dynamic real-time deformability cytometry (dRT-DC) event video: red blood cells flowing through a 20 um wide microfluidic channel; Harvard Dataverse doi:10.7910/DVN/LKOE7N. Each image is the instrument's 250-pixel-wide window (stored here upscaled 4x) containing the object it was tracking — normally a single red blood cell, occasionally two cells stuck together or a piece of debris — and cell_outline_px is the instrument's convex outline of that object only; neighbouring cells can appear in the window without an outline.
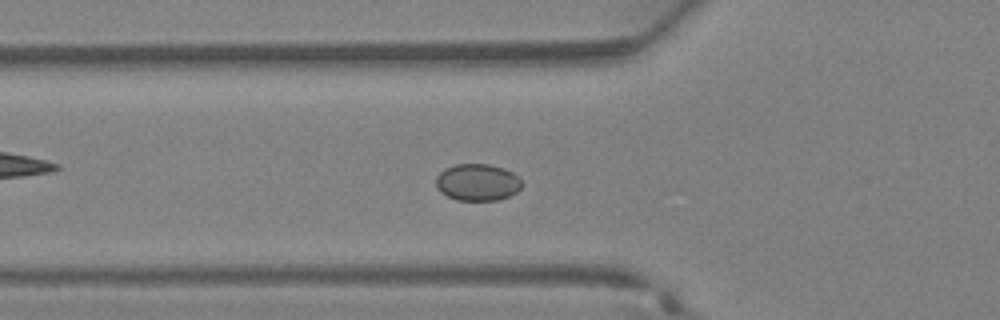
{"species": "Egyptian fruit bat (a non-hibernating species)", "species_latin": "Rousettus aegyptiacus", "temperature_condition": "warm", "stored_images_in_passage": 38, "camera_frame_rate_fps": 3000, "um_per_image_px": 0.085, "animal": {"sex": "female"}, "frame": {"image": 1, "passage_image": 13, "time_ms": 4.0, "image_size_px": [1000, 320], "cell_outline_px": [[524, 184], [516, 192], [508, 196], [496, 200], [456, 200], [440, 192], [436, 188], [436, 176], [444, 168], [452, 164], [488, 164], [504, 168], [512, 172]], "centroid_in_image_um": [40.55, 15.48], "position_along_channel_um": 85.2, "area_um2": 18.55}}
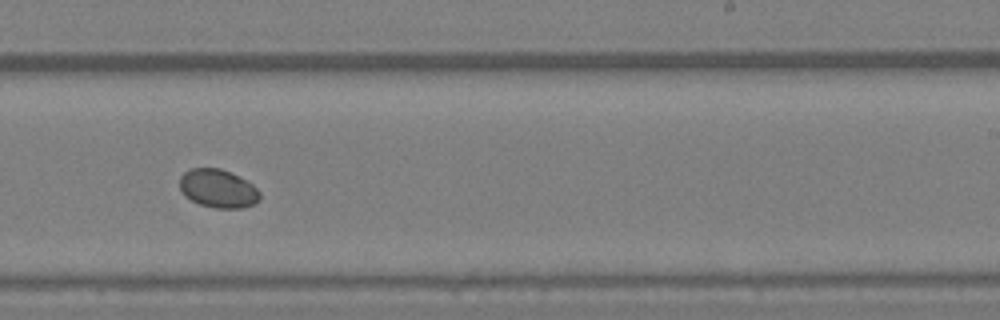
{"frame": {"image": 2, "passage_image": 23, "time_ms": 7.333, "image_size_px": [1000, 320], "cell_outline_px": [[260, 200], [252, 204], [240, 208], [216, 208], [200, 204], [184, 196], [180, 188], [180, 176], [184, 172], [192, 168], [220, 168], [248, 180], [260, 192]], "centroid_in_image_um": [18.53, 16.02], "position_along_channel_um": 270.5, "area_um2": 17.92}}
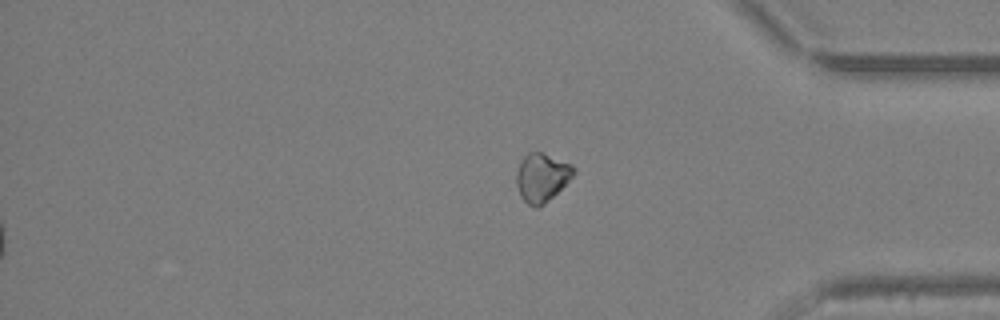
{"frame": {"image": 3, "passage_image": 38, "time_ms": 12.333, "image_size_px": [1000, 320], "cell_outline_px": [[576, 172], [544, 204], [536, 208], [528, 204], [520, 196], [516, 184], [516, 172], [524, 156], [528, 152], [540, 152], [572, 164], [576, 168]], "centroid_in_image_um": [46.04, 15.07], "position_along_channel_um": 389.2, "area_um2": 15.9}}